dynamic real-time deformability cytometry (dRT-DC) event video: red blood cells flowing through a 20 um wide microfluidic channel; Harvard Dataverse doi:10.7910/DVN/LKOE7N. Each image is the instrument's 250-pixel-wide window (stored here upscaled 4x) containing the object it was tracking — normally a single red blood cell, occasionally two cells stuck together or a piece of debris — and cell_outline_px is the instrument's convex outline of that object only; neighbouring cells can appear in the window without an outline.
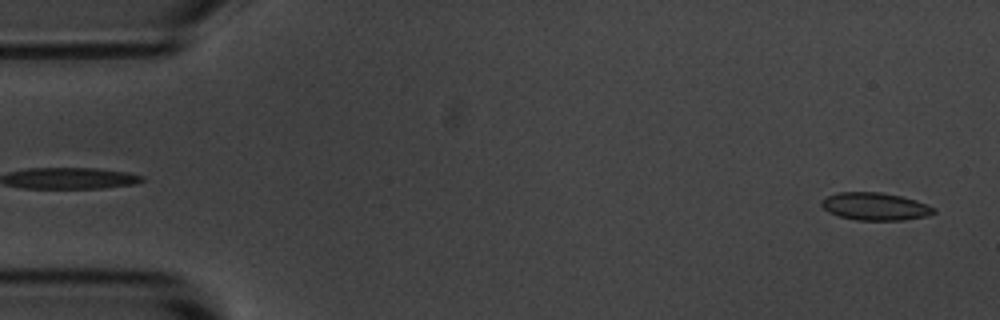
{"species": "common noctule bat (a hibernating species)", "species_latin": "Nyctalus noctula", "temperature_condition": "room temperature", "stored_images_in_passage": 5, "segment_of_instrument_passage": [2, 2], "camera_frame_rate_fps": 3000, "um_per_image_px": 0.085, "animal": {"sex": "male", "body_mass_g": 20.1, "forearm_length_mm": 53.5}, "frame": {"image": 1, "passage_image": 5, "time_ms": 4.667, "image_size_px": [1000, 320], "cell_outline_px": [[936, 212], [928, 216], [904, 220], [856, 220], [840, 216], [828, 212], [820, 204], [820, 200], [836, 192], [880, 192], [900, 196], [916, 200], [928, 204], [936, 208]], "centroid_in_image_um": [74.4, 17.55], "position_along_channel_um": 10.6, "area_um2": 18.21}}